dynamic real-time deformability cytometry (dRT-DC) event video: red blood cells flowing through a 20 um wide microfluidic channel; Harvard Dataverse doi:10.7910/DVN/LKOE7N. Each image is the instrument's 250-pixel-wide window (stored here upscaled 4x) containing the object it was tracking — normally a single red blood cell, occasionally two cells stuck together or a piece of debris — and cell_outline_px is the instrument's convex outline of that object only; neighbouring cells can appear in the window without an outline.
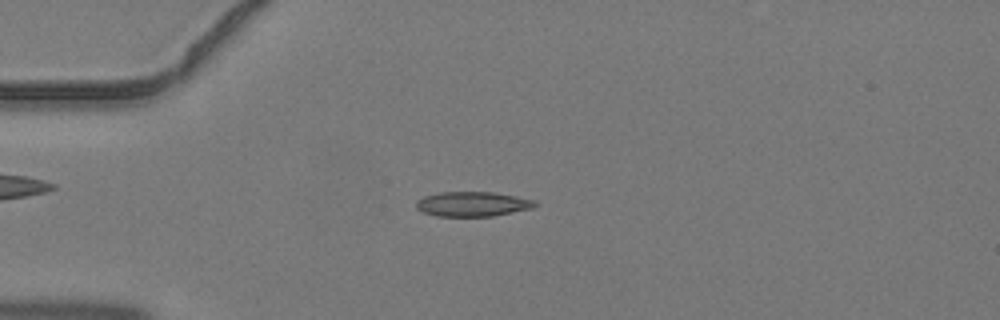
{"species": "common noctule bat (a hibernating species)", "species_latin": "Nyctalus noctula", "temperature_condition": "warm", "stored_images_in_passage": 3, "camera_frame_rate_fps": 3000, "um_per_image_px": 0.085, "animal": {"sex": "male", "body_mass_g": 19.2, "forearm_length_mm": 51.8}, "frame": {"image": 1, "passage_image": 3, "time_ms": 0.667, "image_size_px": [1000, 320], "cell_outline_px": [[536, 204], [532, 208], [492, 216], [436, 216], [424, 212], [416, 208], [416, 200], [424, 196], [440, 192], [492, 192], [516, 196], [536, 200]], "centroid_in_image_um": [40.14, 17.34], "position_along_channel_um": 44.9, "area_um2": 17.05}}